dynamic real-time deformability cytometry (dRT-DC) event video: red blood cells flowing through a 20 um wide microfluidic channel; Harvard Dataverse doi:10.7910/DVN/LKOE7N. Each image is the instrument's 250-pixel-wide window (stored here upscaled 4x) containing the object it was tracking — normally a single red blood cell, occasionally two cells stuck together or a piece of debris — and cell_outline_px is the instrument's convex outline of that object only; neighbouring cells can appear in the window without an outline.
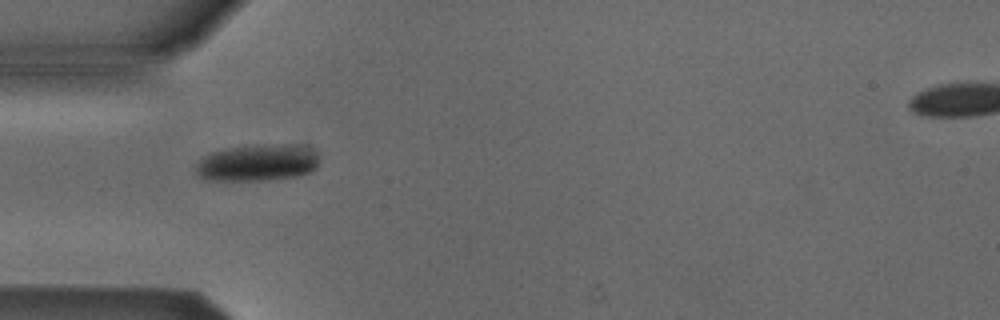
{"species": "Egyptian fruit bat (a non-hibernating species)", "species_latin": "Rousettus aegyptiacus", "temperature_condition": "cold", "stored_images_in_passage": 2, "camera_frame_rate_fps": 3000, "um_per_image_px": 0.085, "animal": {"sex": "male"}, "frame": {"image": 1, "passage_image": 1, "time_ms": 0.0, "image_size_px": [1000, 320], "cell_outline_px": [[316, 168], [312, 172], [296, 176], [260, 180], [204, 180], [196, 172], [196, 164], [200, 156], [224, 148], [276, 144], [300, 144], [312, 148], [316, 152]], "centroid_in_image_um": [21.86, 13.82], "position_along_channel_um": 63.1, "area_um2": 26.53}}